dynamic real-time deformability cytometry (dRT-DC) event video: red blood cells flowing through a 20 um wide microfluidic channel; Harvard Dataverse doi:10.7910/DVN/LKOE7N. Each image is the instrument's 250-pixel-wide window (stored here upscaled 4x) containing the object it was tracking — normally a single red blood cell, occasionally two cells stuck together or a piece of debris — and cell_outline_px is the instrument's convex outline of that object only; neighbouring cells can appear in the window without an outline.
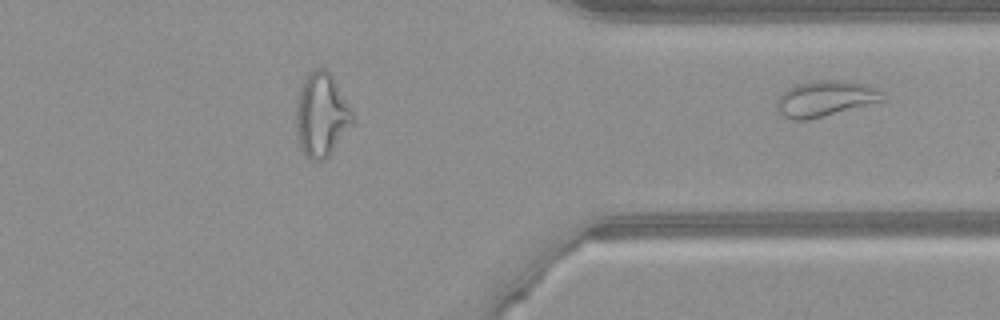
{"species": "common noctule bat (a hibernating species)", "species_latin": "Nyctalus noctula", "temperature_condition": "warm", "stored_images_in_passage": 42, "camera_frame_rate_fps": 3000, "um_per_image_px": 0.085, "animal": {"sex": "female", "body_mass_g": 21.9}, "frame": {"image": 1, "passage_image": 42, "time_ms": 13.667, "image_size_px": [1000, 320], "cell_outline_px": [[884, 100], [808, 120], [784, 120], [776, 112], [776, 100], [788, 88], [796, 84], [812, 80], [844, 80], [864, 84], [876, 88], [884, 96]], "centroid_in_image_um": [70.05, 8.39], "position_along_channel_um": 341.3, "area_um2": 22.2}}